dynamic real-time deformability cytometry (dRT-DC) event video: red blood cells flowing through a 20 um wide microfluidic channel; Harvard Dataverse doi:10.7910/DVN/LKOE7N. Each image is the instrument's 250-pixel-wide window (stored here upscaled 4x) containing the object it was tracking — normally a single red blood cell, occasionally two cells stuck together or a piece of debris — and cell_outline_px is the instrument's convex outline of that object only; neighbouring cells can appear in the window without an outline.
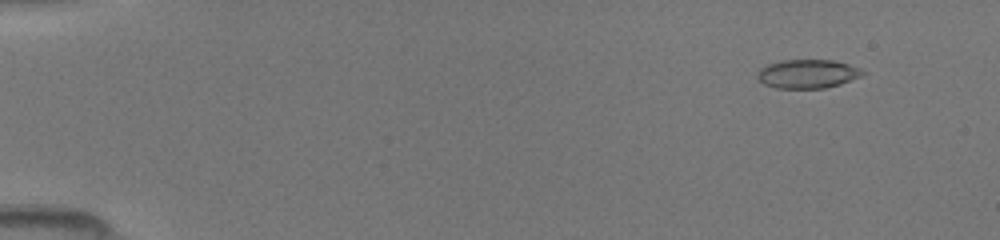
{"species": "common noctule bat (a hibernating species)", "species_latin": "Nyctalus noctula", "temperature_condition": "room temperature", "stored_images_in_passage": 49, "camera_frame_rate_fps": 3000, "um_per_image_px": 0.085, "animal": {"sex": "female", "body_mass_g": 19.5, "forearm_length_mm": 54.1}, "frame": {"image": 1, "passage_image": 5, "time_ms": 1.333, "image_size_px": [1000, 240], "cell_outline_px": [[868, 72], [860, 76], [840, 84], [824, 88], [776, 88], [764, 84], [756, 76], [756, 72], [764, 64], [780, 60], [832, 60], [848, 64], [860, 68]], "centroid_in_image_um": [68.61, 6.26], "position_along_channel_um": 16.4, "area_um2": 17.8}}
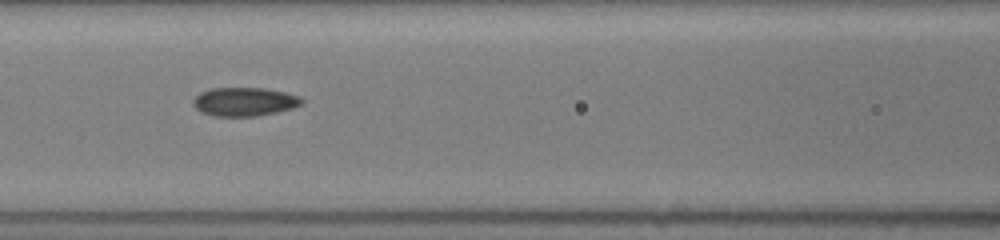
{"frame": {"image": 2, "passage_image": 23, "time_ms": 7.333, "image_size_px": [1000, 240], "cell_outline_px": [[304, 104], [292, 108], [276, 112], [256, 116], [212, 116], [200, 112], [192, 104], [192, 100], [200, 92], [212, 88], [264, 88], [284, 92], [300, 96], [304, 100]], "centroid_in_image_um": [20.77, 8.65], "position_along_channel_um": 145.8, "area_um2": 18.26}}
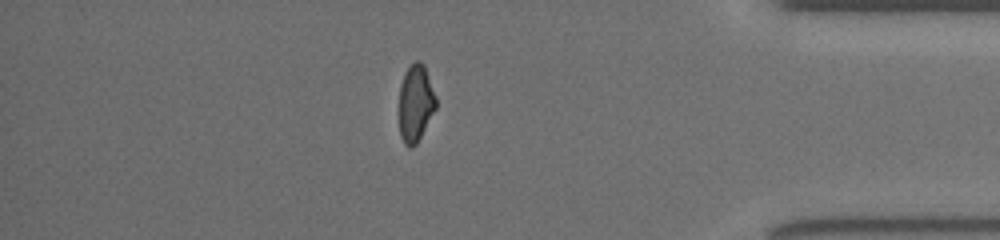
{"frame": {"image": 3, "passage_image": 43, "time_ms": 14.0, "image_size_px": [1000, 240], "cell_outline_px": [[436, 108], [416, 144], [412, 148], [408, 148], [404, 144], [400, 136], [400, 84], [404, 72], [416, 60], [420, 60], [424, 64], [436, 96]], "centroid_in_image_um": [35.33, 8.76], "position_along_channel_um": 399.9, "area_um2": 16.53}}